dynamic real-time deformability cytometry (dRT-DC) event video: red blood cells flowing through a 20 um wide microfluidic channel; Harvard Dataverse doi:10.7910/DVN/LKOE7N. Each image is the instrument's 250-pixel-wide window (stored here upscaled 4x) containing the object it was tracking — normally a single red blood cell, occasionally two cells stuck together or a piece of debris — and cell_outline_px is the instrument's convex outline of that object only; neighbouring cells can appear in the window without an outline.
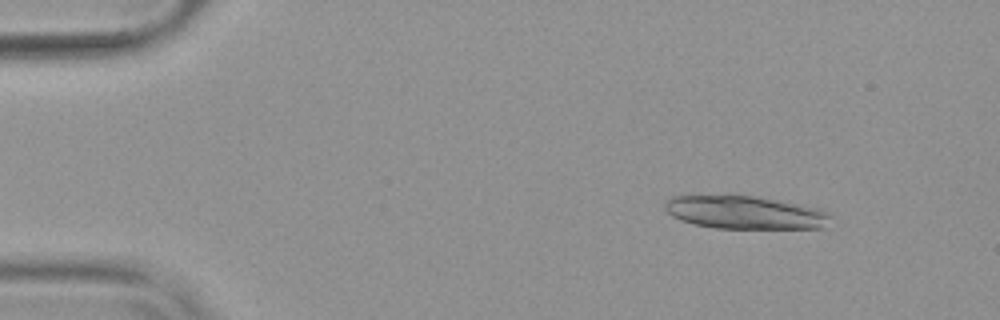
{"species": "common noctule bat (a hibernating species)", "species_latin": "Nyctalus noctula", "temperature_condition": "warm", "stored_images_in_passage": 30, "camera_frame_rate_fps": 3000, "um_per_image_px": 0.085, "animal": {"sex": "female", "body_mass_g": 19.9}, "frame": {"image": 1, "passage_image": 6, "time_ms": 1.667, "image_size_px": [1000, 320], "cell_outline_px": [[832, 216], [824, 228], [716, 228], [692, 224], [680, 220], [672, 216], [664, 208], [664, 200], [672, 196], [728, 192], [804, 204], [820, 208], [832, 212]], "centroid_in_image_um": [63.28, 18.01], "position_along_channel_um": 21.7, "area_um2": 33.35}}